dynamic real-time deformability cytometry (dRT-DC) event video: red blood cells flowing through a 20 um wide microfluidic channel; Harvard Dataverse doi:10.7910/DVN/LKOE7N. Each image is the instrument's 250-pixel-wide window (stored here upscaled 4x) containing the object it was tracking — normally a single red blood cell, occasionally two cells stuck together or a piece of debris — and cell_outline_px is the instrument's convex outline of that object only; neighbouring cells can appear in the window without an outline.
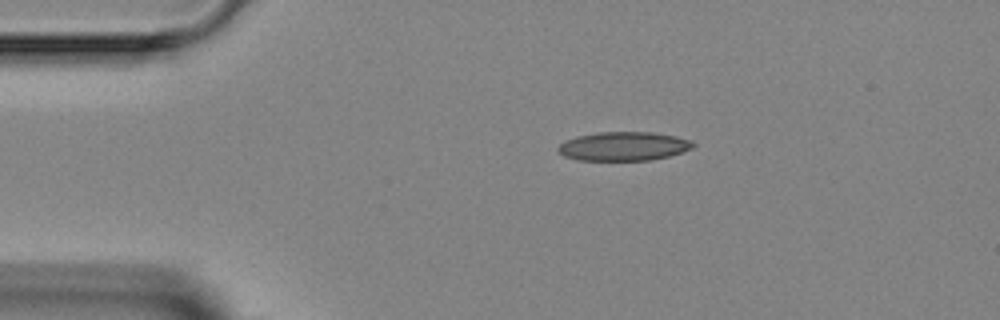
{"species": "Egyptian fruit bat (a non-hibernating species)", "species_latin": "Rousettus aegyptiacus", "temperature_condition": "room temperature", "stored_images_in_passage": 3, "camera_frame_rate_fps": 3000, "um_per_image_px": 0.085, "animal": {"sex": "female"}, "frame": {"image": 1, "passage_image": 3, "time_ms": 2.333, "image_size_px": [1000, 320], "cell_outline_px": [[696, 144], [692, 148], [668, 156], [652, 160], [576, 160], [564, 156], [556, 148], [564, 140], [576, 136], [600, 132], [652, 132], [676, 136], [692, 140]], "centroid_in_image_um": [52.99, 12.43], "position_along_channel_um": 32.0, "area_um2": 22.77}}